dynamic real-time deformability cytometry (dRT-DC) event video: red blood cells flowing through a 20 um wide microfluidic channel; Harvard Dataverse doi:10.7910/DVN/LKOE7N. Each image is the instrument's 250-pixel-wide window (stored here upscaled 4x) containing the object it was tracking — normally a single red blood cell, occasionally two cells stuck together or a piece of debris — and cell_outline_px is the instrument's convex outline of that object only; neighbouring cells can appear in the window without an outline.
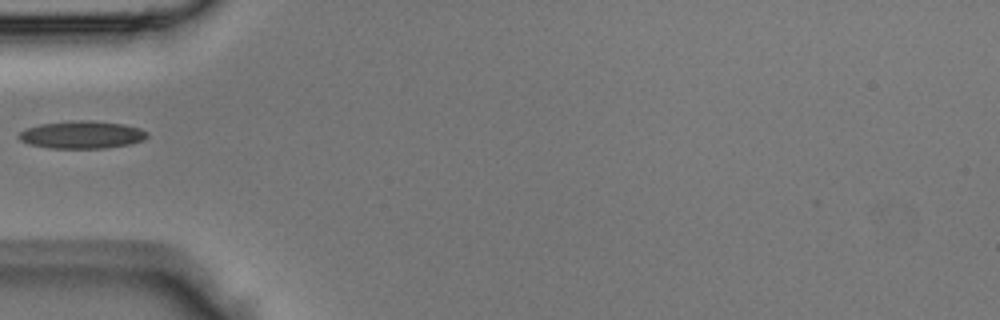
{"species": "Egyptian fruit bat (a non-hibernating species)", "species_latin": "Rousettus aegyptiacus", "temperature_condition": "room temperature", "stored_images_in_passage": 12, "camera_frame_rate_fps": 3000, "um_per_image_px": 0.085, "animal": {"sex": "male"}, "frame": {"image": 1, "passage_image": 1, "time_ms": 0.0, "image_size_px": [1000, 320], "cell_outline_px": [[148, 136], [144, 140], [128, 144], [104, 148], [48, 148], [28, 144], [20, 140], [16, 136], [20, 132], [28, 128], [40, 124], [80, 120], [124, 124], [140, 128], [148, 132]], "centroid_in_image_um": [6.95, 11.46], "position_along_channel_um": 78.0, "area_um2": 20.46}}
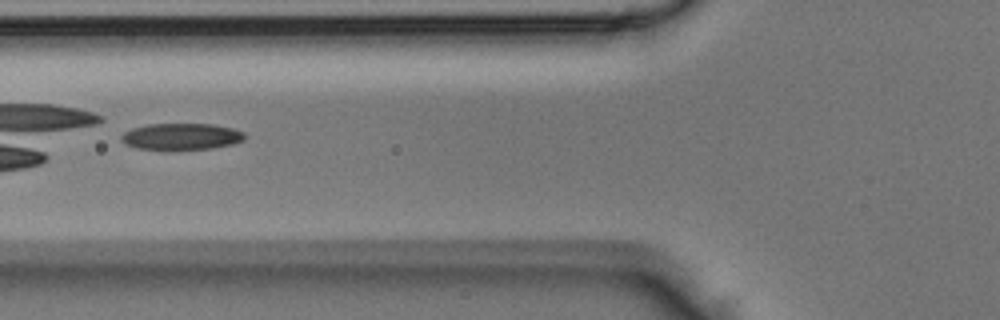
{"frame": {"image": 2, "passage_image": 3, "time_ms": 0.667, "image_size_px": [1000, 320], "cell_outline_px": [[248, 136], [244, 140], [232, 144], [212, 148], [168, 152], [136, 148], [124, 144], [120, 140], [120, 136], [124, 132], [132, 128], [148, 124], [212, 124], [232, 128], [244, 132]], "centroid_in_image_um": [15.38, 11.64], "position_along_channel_um": 110.4, "area_um2": 19.88}}